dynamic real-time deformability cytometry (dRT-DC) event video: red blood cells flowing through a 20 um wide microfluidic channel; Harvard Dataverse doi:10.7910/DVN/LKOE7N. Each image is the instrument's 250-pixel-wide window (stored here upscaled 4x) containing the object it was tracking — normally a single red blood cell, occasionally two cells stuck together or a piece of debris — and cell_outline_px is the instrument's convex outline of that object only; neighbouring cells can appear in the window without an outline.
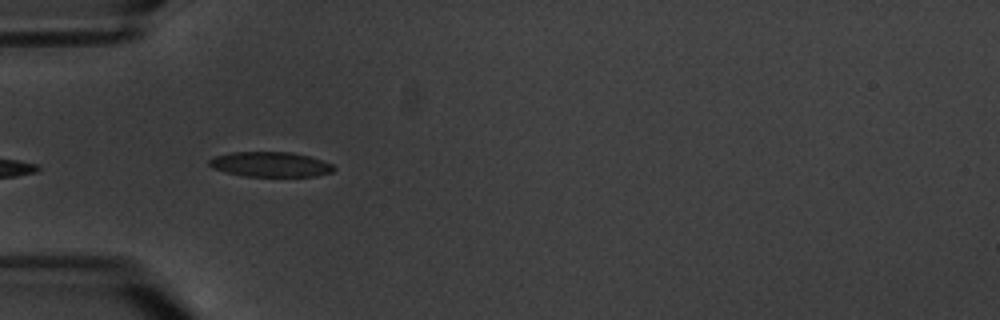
{"species": "common noctule bat (a hibernating species)", "species_latin": "Nyctalus noctula", "temperature_condition": "warm", "stored_images_in_passage": 6, "camera_frame_rate_fps": 3000, "um_per_image_px": 0.085, "animal": {"sex": "male", "body_mass_g": 20.1, "forearm_length_mm": 53.5}, "frame": {"image": 1, "passage_image": 5, "time_ms": 4.667, "image_size_px": [1000, 320], "cell_outline_px": [[336, 168], [332, 172], [316, 176], [244, 176], [224, 172], [212, 168], [208, 164], [208, 160], [216, 156], [232, 152], [292, 152], [308, 156], [332, 164]], "centroid_in_image_um": [22.96, 13.97], "position_along_channel_um": 62.0, "area_um2": 18.09}}